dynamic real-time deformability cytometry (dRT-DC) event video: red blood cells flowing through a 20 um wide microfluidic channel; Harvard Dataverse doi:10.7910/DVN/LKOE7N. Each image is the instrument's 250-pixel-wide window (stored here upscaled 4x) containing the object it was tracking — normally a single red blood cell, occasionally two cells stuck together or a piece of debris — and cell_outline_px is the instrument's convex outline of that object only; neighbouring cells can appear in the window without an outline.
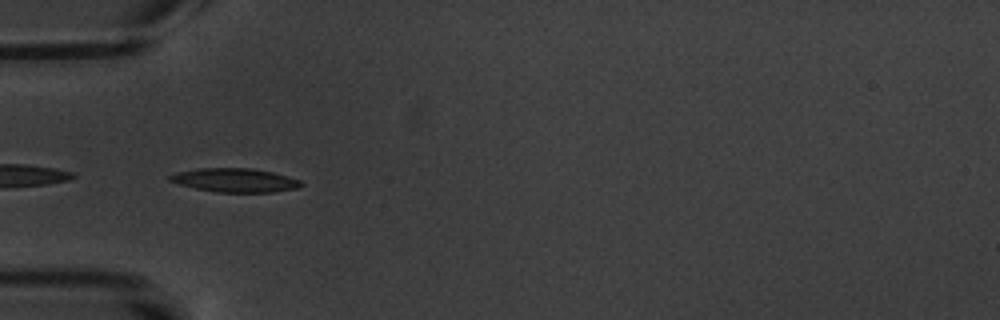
{"species": "common noctule bat (a hibernating species)", "species_latin": "Nyctalus noctula", "temperature_condition": "warm", "stored_images_in_passage": 14, "camera_frame_rate_fps": 3000, "um_per_image_px": 0.085, "animal": {"sex": "male", "body_mass_g": 20.1, "forearm_length_mm": 53.5}, "frame": {"image": 1, "passage_image": 3, "time_ms": 2.333, "image_size_px": [1000, 320], "cell_outline_px": [[304, 184], [296, 188], [272, 192], [216, 192], [196, 188], [180, 184], [168, 180], [168, 176], [180, 172], [200, 168], [252, 168], [272, 172], [288, 176], [300, 180]], "centroid_in_image_um": [20.0, 15.31], "position_along_channel_um": 65.0, "area_um2": 17.98}}
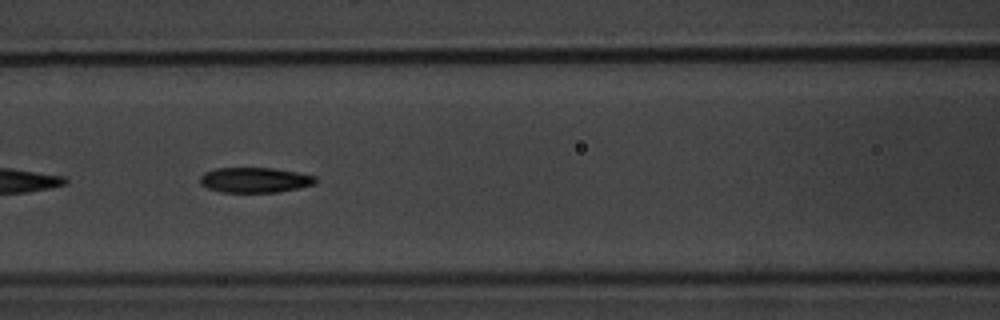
{"frame": {"image": 2, "passage_image": 5, "time_ms": 4.667, "image_size_px": [1000, 320], "cell_outline_px": [[316, 184], [280, 192], [220, 192], [208, 188], [200, 184], [200, 176], [204, 172], [216, 168], [272, 168], [296, 172], [316, 176]], "centroid_in_image_um": [21.65, 15.3], "position_along_channel_um": 144.9, "area_um2": 16.99}}
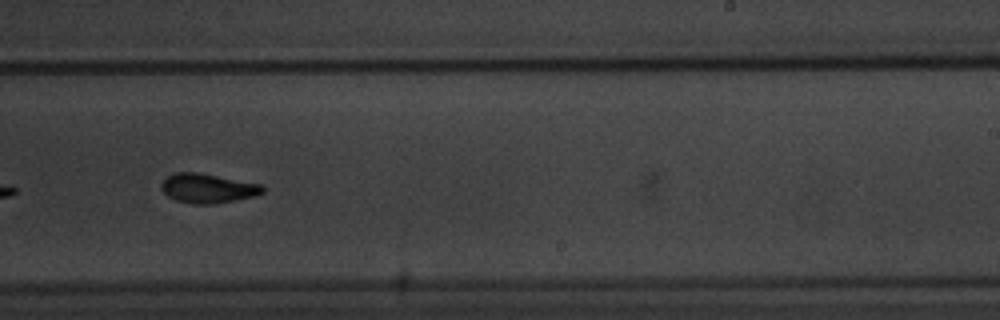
{"frame": {"image": 3, "passage_image": 8, "time_ms": 8.333, "image_size_px": [1000, 320], "cell_outline_px": [[264, 192], [256, 196], [216, 204], [192, 204], [176, 200], [168, 196], [160, 188], [160, 184], [172, 172], [200, 172], [260, 184], [264, 188]], "centroid_in_image_um": [17.65, 16.0], "position_along_channel_um": 271.4, "area_um2": 17.51}, "authors_computed_cell_mechanics": {"area_um2": 17.1666, "velocity_mm_per_s": 3.4397, "shape_relaxation_time_tau1_ms": 2.5048, "shape_relaxation_time_tau2_ms": 3.7232, "deformation_change_tau1": 0.1444, "deformation_change_tau2": 0.1009}}